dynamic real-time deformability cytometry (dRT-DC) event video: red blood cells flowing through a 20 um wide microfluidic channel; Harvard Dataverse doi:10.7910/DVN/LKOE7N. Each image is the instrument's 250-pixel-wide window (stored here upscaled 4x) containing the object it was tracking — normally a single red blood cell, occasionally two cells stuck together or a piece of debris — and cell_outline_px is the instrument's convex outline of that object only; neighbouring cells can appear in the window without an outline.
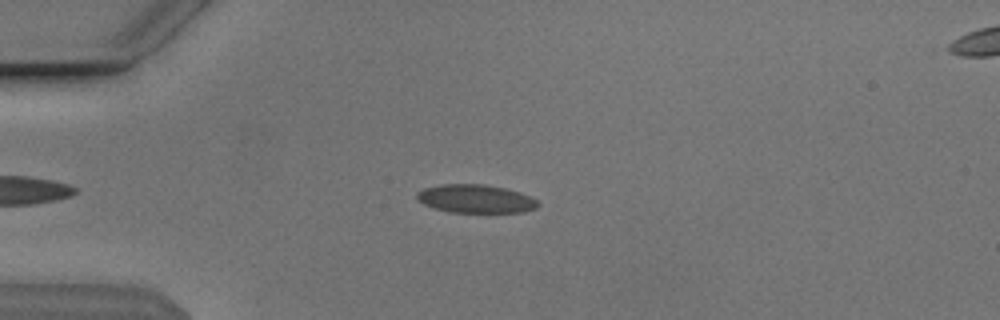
{"species": "Egyptian fruit bat (a non-hibernating species)", "species_latin": "Rousettus aegyptiacus", "temperature_condition": "cold", "stored_images_in_passage": 16, "camera_frame_rate_fps": 3000, "um_per_image_px": 0.085, "animal": {"sex": "male"}, "frame": {"image": 1, "passage_image": 3, "time_ms": 0.667, "image_size_px": [1000, 320], "cell_outline_px": [[540, 204], [536, 208], [524, 212], [448, 212], [432, 208], [416, 200], [416, 192], [424, 188], [440, 184], [484, 184], [504, 188], [520, 192], [536, 200]], "centroid_in_image_um": [40.38, 16.89], "position_along_channel_um": 44.6, "area_um2": 20.11}}
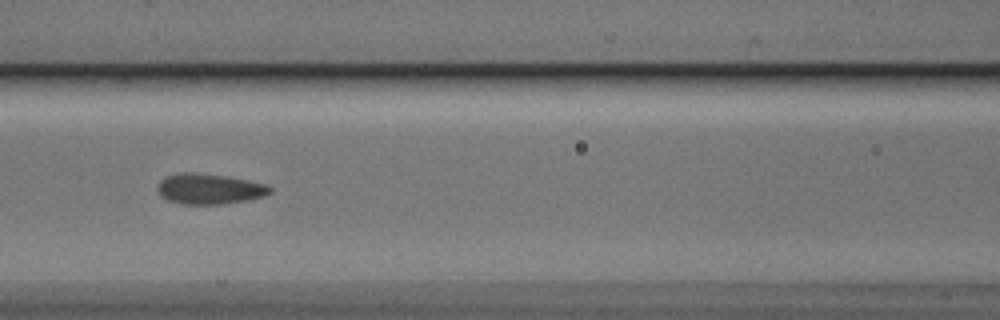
{"frame": {"image": 2, "passage_image": 13, "time_ms": 4.0, "image_size_px": [1000, 320], "cell_outline_px": [[272, 192], [264, 196], [224, 204], [180, 204], [168, 200], [160, 196], [156, 188], [160, 180], [164, 176], [180, 172], [196, 172], [224, 176], [264, 184], [272, 188]], "centroid_in_image_um": [17.71, 16.05], "position_along_channel_um": 148.9, "area_um2": 19.94}}
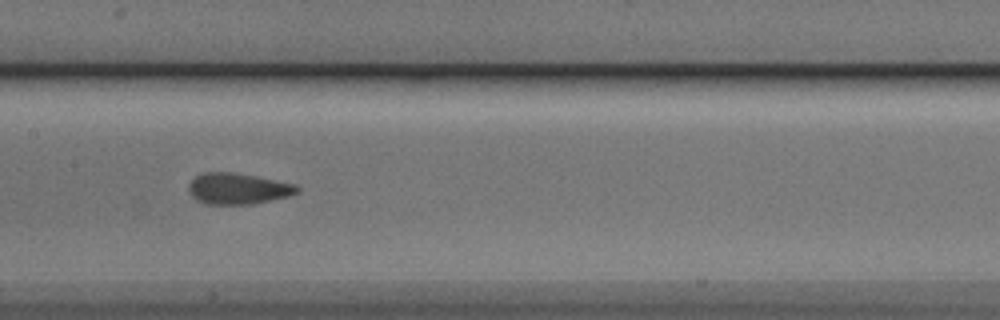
{"frame": {"image": 3, "passage_image": 16, "time_ms": 5.0, "image_size_px": [1000, 320], "cell_outline_px": [[300, 192], [288, 196], [252, 204], [204, 204], [196, 200], [188, 192], [188, 184], [200, 172], [232, 172], [256, 176], [296, 184], [300, 188]], "centroid_in_image_um": [20.2, 16.03], "position_along_channel_um": 187.2, "area_um2": 19.83}}